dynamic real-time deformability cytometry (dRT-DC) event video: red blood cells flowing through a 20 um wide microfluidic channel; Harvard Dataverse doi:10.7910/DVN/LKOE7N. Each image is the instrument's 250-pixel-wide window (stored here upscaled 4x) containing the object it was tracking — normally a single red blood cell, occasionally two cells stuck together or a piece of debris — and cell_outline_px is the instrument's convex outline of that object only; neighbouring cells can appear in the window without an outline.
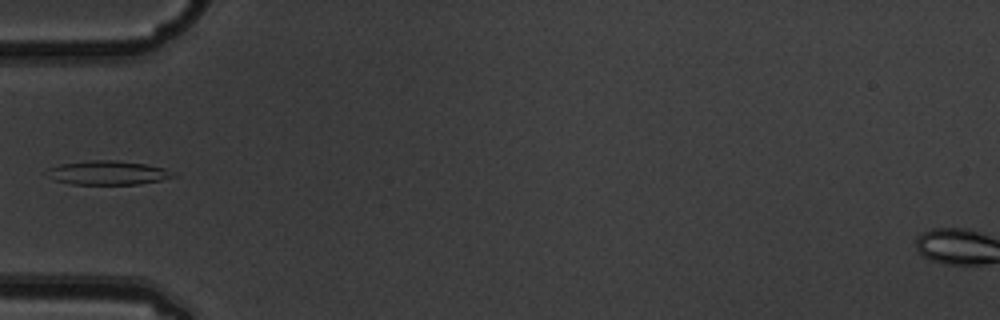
{"species": "common noctule bat (a hibernating species)", "species_latin": "Nyctalus noctula", "temperature_condition": "warm", "stored_images_in_passage": 5, "camera_frame_rate_fps": 3000, "um_per_image_px": 0.085, "animal": {"sex": "male", "body_mass_g": 19.5, "forearm_length_mm": 54.6}, "frame": {"image": 1, "passage_image": 5, "time_ms": 1.333, "image_size_px": [1000, 320], "cell_outline_px": [[176, 176], [160, 180], [136, 184], [72, 184], [56, 180], [48, 168], [60, 164], [92, 160], [116, 160], [144, 164], [164, 168]], "centroid_in_image_um": [9.2, 14.68], "position_along_channel_um": 75.8, "area_um2": 17.05}}